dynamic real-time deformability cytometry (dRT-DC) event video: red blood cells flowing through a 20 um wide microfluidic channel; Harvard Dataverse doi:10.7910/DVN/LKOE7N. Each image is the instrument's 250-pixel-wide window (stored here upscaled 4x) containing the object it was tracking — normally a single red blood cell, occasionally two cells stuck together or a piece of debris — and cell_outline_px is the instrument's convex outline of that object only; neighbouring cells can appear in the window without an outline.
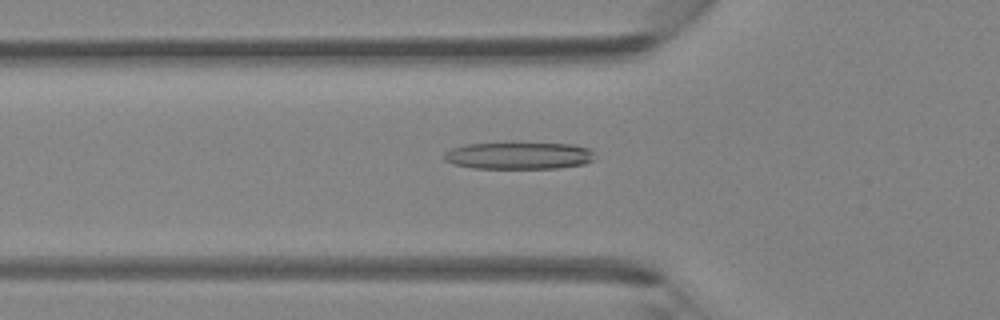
{"species": "Egyptian fruit bat (a non-hibernating species)", "species_latin": "Rousettus aegyptiacus", "temperature_condition": "room temperature", "stored_images_in_passage": 34, "camera_frame_rate_fps": 3000, "um_per_image_px": 0.085, "animal": {"sex": "female"}, "frame": {"image": 1, "passage_image": 4, "time_ms": 1.0, "image_size_px": [1000, 320], "cell_outline_px": [[596, 152], [592, 160], [584, 164], [556, 168], [472, 168], [452, 164], [444, 160], [444, 152], [452, 148], [468, 144], [512, 140], [572, 144], [592, 148]], "centroid_in_image_um": [44.12, 13.17], "position_along_channel_um": 81.7, "area_um2": 25.09}}
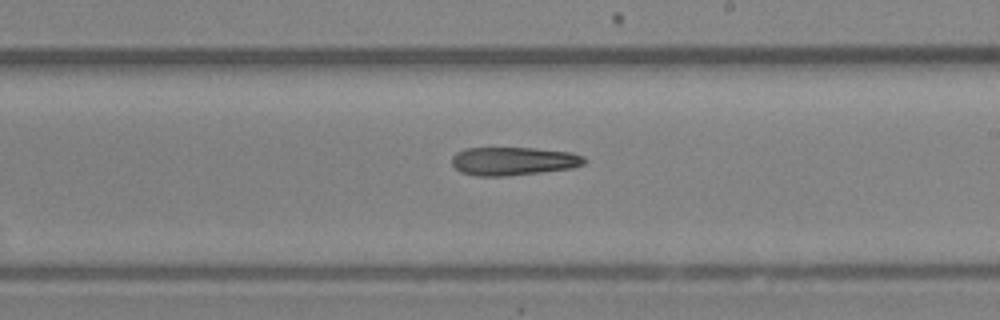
{"frame": {"image": 2, "passage_image": 15, "time_ms": 4.667, "image_size_px": [1000, 320], "cell_outline_px": [[588, 160], [584, 164], [572, 168], [540, 172], [504, 176], [476, 176], [460, 172], [452, 164], [452, 156], [456, 152], [464, 148], [532, 148], [572, 152], [584, 156]], "centroid_in_image_um": [43.64, 13.69], "position_along_channel_um": 245.4, "area_um2": 21.96}}
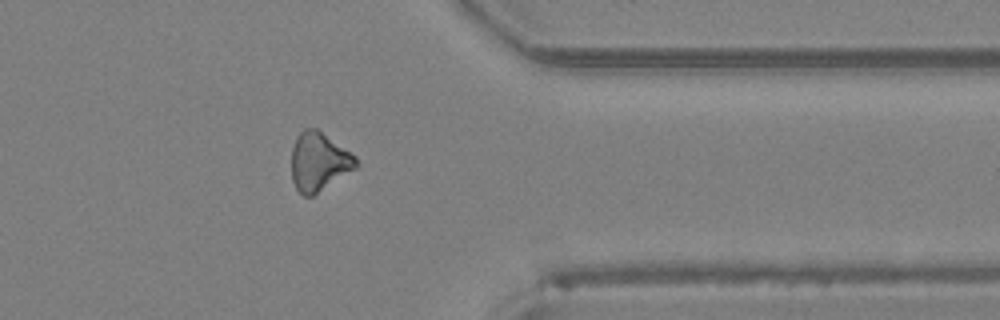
{"frame": {"image": 3, "passage_image": 25, "time_ms": 8.0, "image_size_px": [1000, 320], "cell_outline_px": [[360, 164], [356, 168], [312, 196], [304, 196], [296, 188], [292, 180], [292, 148], [296, 136], [304, 128], [316, 128], [356, 156]], "centroid_in_image_um": [27.1, 13.74], "position_along_channel_um": 384.3, "area_um2": 21.91}}